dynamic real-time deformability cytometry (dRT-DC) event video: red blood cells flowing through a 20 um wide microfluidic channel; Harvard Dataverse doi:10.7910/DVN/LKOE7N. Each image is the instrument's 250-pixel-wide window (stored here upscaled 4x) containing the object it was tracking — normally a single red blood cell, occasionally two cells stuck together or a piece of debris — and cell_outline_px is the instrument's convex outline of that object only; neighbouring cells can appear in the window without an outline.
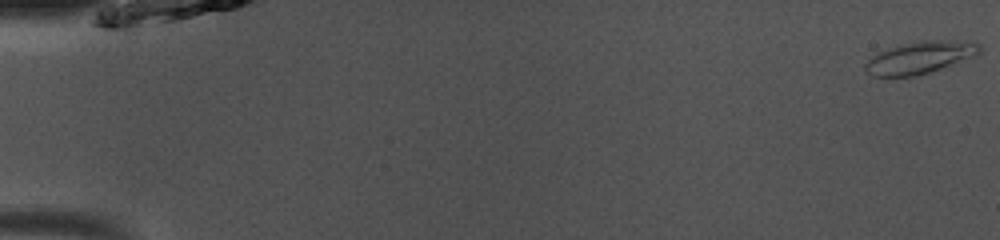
{"species": "common noctule bat (a hibernating species)", "species_latin": "Nyctalus noctula", "temperature_condition": "room temperature", "stored_images_in_passage": 50, "camera_frame_rate_fps": 3000, "um_per_image_px": 0.085, "animal": {"sex": "male", "body_mass_g": 13.0, "forearm_length_mm": 53.1}, "frame": {"image": 1, "passage_image": 1, "time_ms": 0.0, "image_size_px": [1000, 240], "cell_outline_px": [[984, 48], [976, 56], [932, 72], [916, 76], [872, 76], [864, 72], [864, 64], [876, 52], [900, 44], [924, 40], [976, 40]], "centroid_in_image_um": [78.25, 4.87], "position_along_channel_um": 6.7, "area_um2": 22.14}}
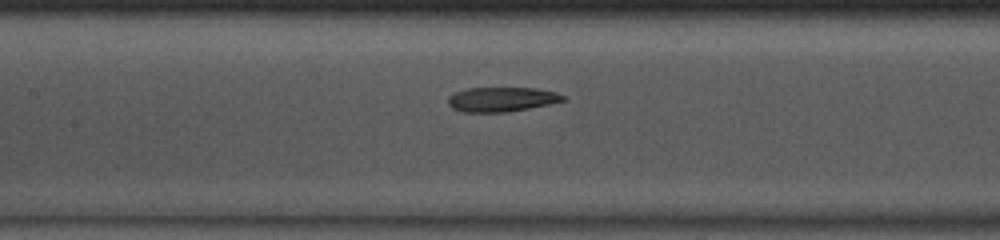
{"frame": {"image": 2, "passage_image": 24, "time_ms": 7.667, "image_size_px": [1000, 240], "cell_outline_px": [[564, 100], [552, 104], [508, 112], [464, 112], [452, 108], [448, 104], [448, 96], [456, 92], [468, 88], [536, 88], [556, 92], [564, 96]], "centroid_in_image_um": [42.64, 8.45], "position_along_channel_um": 164.8, "area_um2": 16.47}}
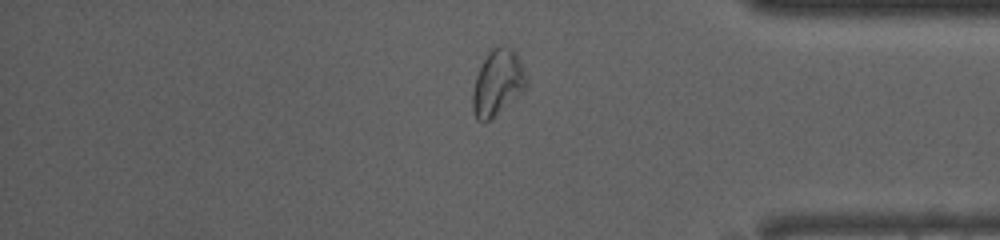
{"frame": {"image": 3, "passage_image": 42, "time_ms": 13.667, "image_size_px": [1000, 240], "cell_outline_px": [[528, 88], [484, 124], [476, 120], [472, 108], [472, 92], [476, 76], [488, 52], [492, 48], [500, 44], [512, 48], [516, 52], [528, 76]], "centroid_in_image_um": [42.32, 7.03], "position_along_channel_um": 392.9, "area_um2": 20.98}, "authors_computed_cell_mechanics": {"area_um2": 18.496, "velocity_mm_per_s": 4.0774, "shape_relaxation_time_tau1_ms": null, "shape_relaxation_time_tau2_ms": 3.3119, "deformation_change_tau1": null, "deformation_change_tau2": 0.1045}}